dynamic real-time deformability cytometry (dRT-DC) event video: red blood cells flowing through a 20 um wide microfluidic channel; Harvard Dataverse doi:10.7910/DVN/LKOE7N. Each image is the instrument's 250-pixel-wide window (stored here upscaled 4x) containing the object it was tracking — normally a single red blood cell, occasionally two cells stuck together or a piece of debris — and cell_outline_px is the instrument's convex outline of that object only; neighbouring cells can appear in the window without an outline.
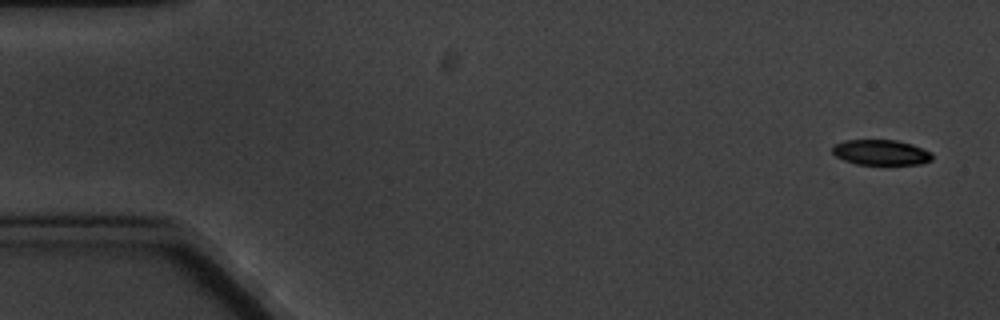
{"species": "common noctule bat (a hibernating species)", "species_latin": "Nyctalus noctula", "temperature_condition": "cold", "stored_images_in_passage": 9, "camera_frame_rate_fps": 3000, "um_per_image_px": 0.085, "animal": {"sex": "male", "body_mass_g": 20.1, "forearm_length_mm": 53.5}, "frame": {"image": 1, "passage_image": 1, "time_ms": 0.0, "image_size_px": [1000, 320], "cell_outline_px": [[932, 160], [920, 164], [856, 164], [844, 160], [836, 156], [832, 152], [832, 148], [836, 144], [844, 140], [896, 140], [912, 144], [932, 152]], "centroid_in_image_um": [74.89, 12.95], "position_along_channel_um": 10.1, "area_um2": 14.68}}